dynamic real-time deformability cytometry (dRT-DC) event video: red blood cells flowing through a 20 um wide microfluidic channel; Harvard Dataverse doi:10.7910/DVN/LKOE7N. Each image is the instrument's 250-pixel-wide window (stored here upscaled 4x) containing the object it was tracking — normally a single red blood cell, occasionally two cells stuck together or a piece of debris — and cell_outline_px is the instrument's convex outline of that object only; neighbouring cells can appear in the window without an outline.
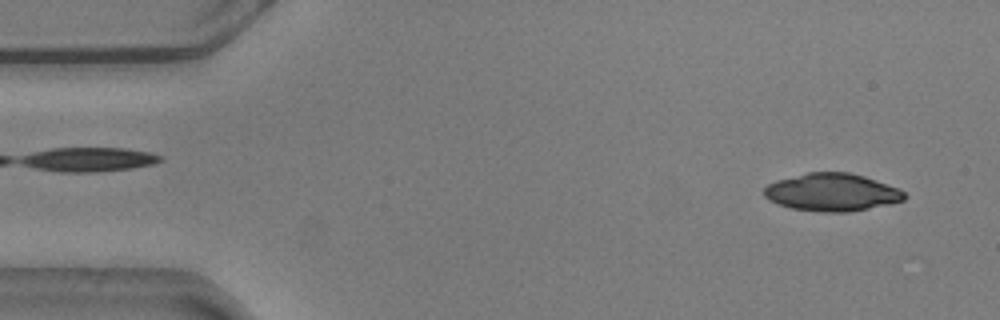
{"species": "common noctule bat (a hibernating species)", "species_latin": "Nyctalus noctula", "temperature_condition": "warm", "stored_images_in_passage": 54, "camera_frame_rate_fps": 3000, "um_per_image_px": 0.085, "animal": {"sex": "male", "body_mass_g": 20.5, "forearm_length_mm": 52.5}, "frame": {"image": 1, "passage_image": 3, "time_ms": 0.667, "image_size_px": [1000, 320], "cell_outline_px": [[908, 196], [904, 200], [888, 204], [848, 212], [824, 212], [792, 208], [776, 204], [768, 200], [764, 196], [764, 188], [768, 184], [776, 180], [808, 172], [848, 172], [864, 176], [896, 188], [904, 192]], "centroid_in_image_um": [70.67, 16.34], "position_along_channel_um": 14.3, "area_um2": 30.63}}